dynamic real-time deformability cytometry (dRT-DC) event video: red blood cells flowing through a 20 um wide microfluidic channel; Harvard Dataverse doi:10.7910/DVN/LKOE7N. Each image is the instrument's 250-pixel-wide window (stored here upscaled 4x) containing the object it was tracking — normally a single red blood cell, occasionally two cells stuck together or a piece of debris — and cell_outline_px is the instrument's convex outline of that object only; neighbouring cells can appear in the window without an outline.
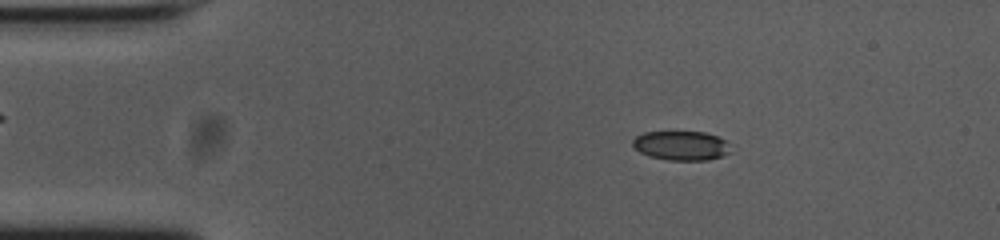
{"species": "common noctule bat (a hibernating species)", "species_latin": "Nyctalus noctula", "temperature_condition": "cold", "stored_images_in_passage": 54, "camera_frame_rate_fps": 3000, "um_per_image_px": 0.085, "animal": {"sex": "female", "body_mass_g": 23.0, "forearm_length_mm": 53.4}, "frame": {"image": 1, "passage_image": 9, "time_ms": 2.667, "image_size_px": [1000, 240], "cell_outline_px": [[732, 152], [708, 160], [668, 160], [648, 156], [640, 152], [632, 144], [632, 140], [636, 136], [644, 132], [704, 132], [728, 140]], "centroid_in_image_um": [57.93, 12.38], "position_along_channel_um": 27.1, "area_um2": 16.82}}
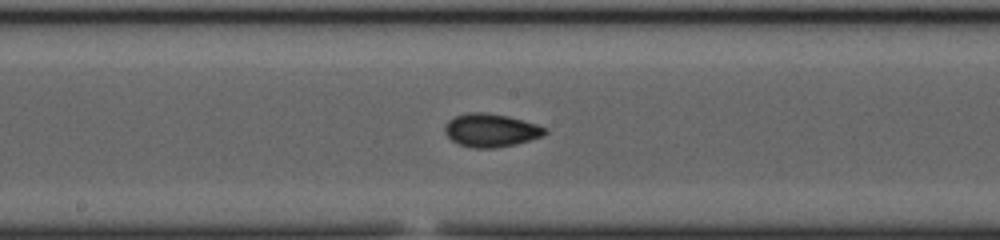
{"frame": {"image": 2, "passage_image": 28, "time_ms": 9.0, "image_size_px": [1000, 240], "cell_outline_px": [[548, 132], [544, 136], [516, 144], [496, 148], [472, 148], [460, 144], [452, 140], [444, 132], [444, 124], [448, 120], [456, 116], [468, 112], [488, 112], [508, 116], [536, 124], [548, 128]], "centroid_in_image_um": [41.74, 11.07], "position_along_channel_um": 206.5, "area_um2": 19.59}}
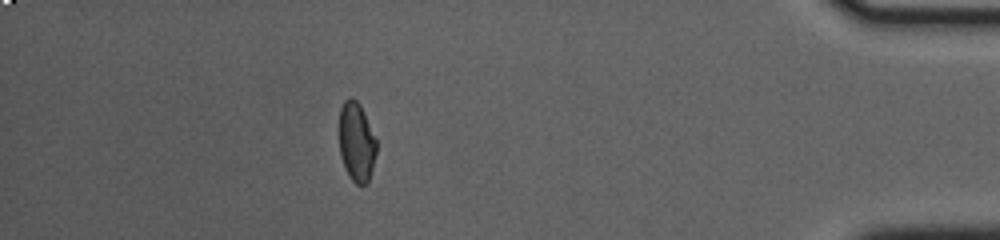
{"frame": {"image": 3, "passage_image": 48, "time_ms": 15.667, "image_size_px": [1000, 240], "cell_outline_px": [[376, 152], [368, 184], [360, 188], [348, 176], [344, 168], [340, 156], [340, 108], [344, 100], [348, 96], [352, 96], [360, 104], [364, 112], [376, 140]], "centroid_in_image_um": [30.29, 12.1], "position_along_channel_um": 404.9, "area_um2": 17.46}, "authors_computed_cell_mechanics": {"area_um2": 18.0047, "velocity_mm_per_s": 3.7447, "shape_relaxation_time_tau1_ms": 8.4852, "shape_relaxation_time_tau2_ms": 1.5051, "deformation_change_tau1": 0.1782, "deformation_change_tau2": 0.0515}}